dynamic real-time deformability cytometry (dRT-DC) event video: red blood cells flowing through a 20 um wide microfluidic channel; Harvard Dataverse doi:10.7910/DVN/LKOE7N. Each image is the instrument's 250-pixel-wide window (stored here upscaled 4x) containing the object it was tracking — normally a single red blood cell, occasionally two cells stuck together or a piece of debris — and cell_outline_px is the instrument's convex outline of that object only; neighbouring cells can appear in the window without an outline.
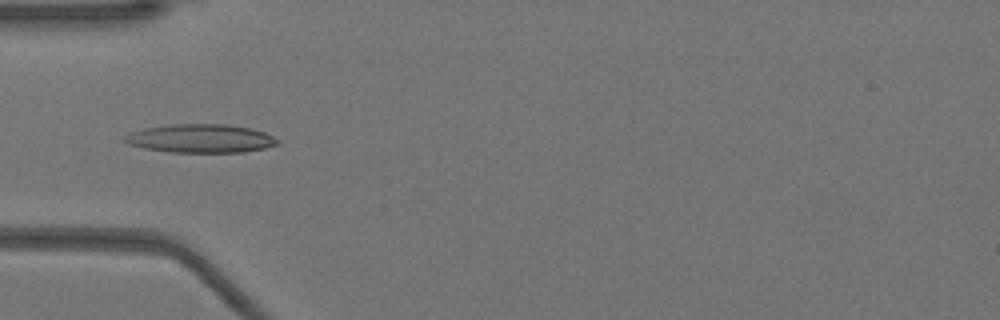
{"species": "Egyptian fruit bat (a non-hibernating species)", "species_latin": "Rousettus aegyptiacus", "temperature_condition": "warm", "stored_images_in_passage": 50, "camera_frame_rate_fps": 3000, "um_per_image_px": 0.085, "animal": {"sex": "female"}, "frame": {"image": 1, "passage_image": 15, "time_ms": 4.667, "image_size_px": [1000, 320], "cell_outline_px": [[280, 140], [276, 144], [264, 148], [244, 152], [168, 152], [144, 148], [128, 144], [120, 140], [124, 136], [132, 132], [144, 128], [172, 124], [224, 124], [252, 128], [264, 132]], "centroid_in_image_um": [17.02, 11.77], "position_along_channel_um": 68.0, "area_um2": 25.43}}
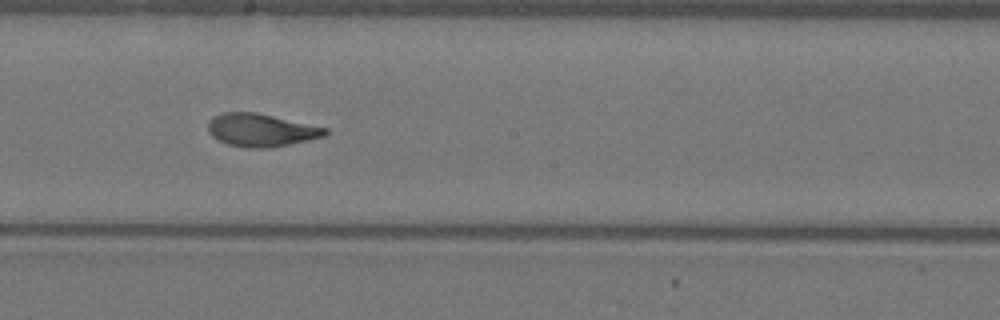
{"frame": {"image": 2, "passage_image": 27, "time_ms": 8.667, "image_size_px": [1000, 320], "cell_outline_px": [[328, 132], [324, 136], [308, 140], [268, 148], [244, 148], [228, 144], [212, 136], [208, 132], [208, 124], [212, 116], [224, 112], [256, 112], [328, 128]], "centroid_in_image_um": [22.17, 11.05], "position_along_channel_um": 226.0, "area_um2": 22.37}}
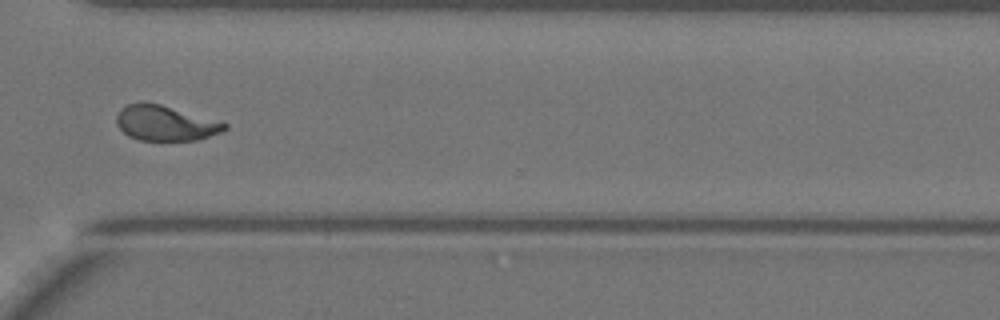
{"frame": {"image": 3, "passage_image": 37, "time_ms": 12.0, "image_size_px": [1000, 320], "cell_outline_px": [[228, 128], [220, 132], [196, 140], [140, 140], [128, 136], [116, 124], [116, 116], [120, 108], [128, 104], [140, 100], [144, 100], [224, 120], [228, 124]], "centroid_in_image_um": [14.08, 10.42], "position_along_channel_um": 356.5, "area_um2": 22.77}, "authors_computed_cell_mechanics": {"area_um2": 22.7732, "velocity_mm_per_s": 3.9269, "shape_relaxation_time_tau1_ms": 5.7025, "shape_relaxation_time_tau2_ms": 1.181, "deformation_change_tau1": 0.2181, "deformation_change_tau2": 0.0804}}